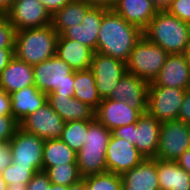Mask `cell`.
I'll return each instance as SVG.
<instances>
[{
  "mask_svg": "<svg viewBox=\"0 0 190 190\" xmlns=\"http://www.w3.org/2000/svg\"><path fill=\"white\" fill-rule=\"evenodd\" d=\"M65 123L60 115L46 102L41 108L27 116L19 125L25 132L47 140L59 139Z\"/></svg>",
  "mask_w": 190,
  "mask_h": 190,
  "instance_id": "obj_11",
  "label": "cell"
},
{
  "mask_svg": "<svg viewBox=\"0 0 190 190\" xmlns=\"http://www.w3.org/2000/svg\"><path fill=\"white\" fill-rule=\"evenodd\" d=\"M142 36L143 31L138 26L128 23L113 10H108L102 18L95 52L126 63Z\"/></svg>",
  "mask_w": 190,
  "mask_h": 190,
  "instance_id": "obj_1",
  "label": "cell"
},
{
  "mask_svg": "<svg viewBox=\"0 0 190 190\" xmlns=\"http://www.w3.org/2000/svg\"><path fill=\"white\" fill-rule=\"evenodd\" d=\"M90 8L83 0H72L51 16V25L60 35L66 28L80 25Z\"/></svg>",
  "mask_w": 190,
  "mask_h": 190,
  "instance_id": "obj_25",
  "label": "cell"
},
{
  "mask_svg": "<svg viewBox=\"0 0 190 190\" xmlns=\"http://www.w3.org/2000/svg\"><path fill=\"white\" fill-rule=\"evenodd\" d=\"M86 190H122L121 175L111 172L83 177Z\"/></svg>",
  "mask_w": 190,
  "mask_h": 190,
  "instance_id": "obj_31",
  "label": "cell"
},
{
  "mask_svg": "<svg viewBox=\"0 0 190 190\" xmlns=\"http://www.w3.org/2000/svg\"><path fill=\"white\" fill-rule=\"evenodd\" d=\"M183 54H184L185 58L190 62V40H189L187 47Z\"/></svg>",
  "mask_w": 190,
  "mask_h": 190,
  "instance_id": "obj_50",
  "label": "cell"
},
{
  "mask_svg": "<svg viewBox=\"0 0 190 190\" xmlns=\"http://www.w3.org/2000/svg\"><path fill=\"white\" fill-rule=\"evenodd\" d=\"M157 10H166L172 0H150Z\"/></svg>",
  "mask_w": 190,
  "mask_h": 190,
  "instance_id": "obj_47",
  "label": "cell"
},
{
  "mask_svg": "<svg viewBox=\"0 0 190 190\" xmlns=\"http://www.w3.org/2000/svg\"><path fill=\"white\" fill-rule=\"evenodd\" d=\"M142 114L126 104V101L103 99L95 110V119L110 131L136 123Z\"/></svg>",
  "mask_w": 190,
  "mask_h": 190,
  "instance_id": "obj_15",
  "label": "cell"
},
{
  "mask_svg": "<svg viewBox=\"0 0 190 190\" xmlns=\"http://www.w3.org/2000/svg\"><path fill=\"white\" fill-rule=\"evenodd\" d=\"M39 172L35 167L14 166L12 163L2 172V178L7 185L26 184Z\"/></svg>",
  "mask_w": 190,
  "mask_h": 190,
  "instance_id": "obj_33",
  "label": "cell"
},
{
  "mask_svg": "<svg viewBox=\"0 0 190 190\" xmlns=\"http://www.w3.org/2000/svg\"><path fill=\"white\" fill-rule=\"evenodd\" d=\"M88 127L89 121L85 120L66 122L59 139L77 153L85 144Z\"/></svg>",
  "mask_w": 190,
  "mask_h": 190,
  "instance_id": "obj_29",
  "label": "cell"
},
{
  "mask_svg": "<svg viewBox=\"0 0 190 190\" xmlns=\"http://www.w3.org/2000/svg\"><path fill=\"white\" fill-rule=\"evenodd\" d=\"M112 10L142 31L158 11L150 0H117Z\"/></svg>",
  "mask_w": 190,
  "mask_h": 190,
  "instance_id": "obj_21",
  "label": "cell"
},
{
  "mask_svg": "<svg viewBox=\"0 0 190 190\" xmlns=\"http://www.w3.org/2000/svg\"><path fill=\"white\" fill-rule=\"evenodd\" d=\"M160 190H190V174L176 161L156 159Z\"/></svg>",
  "mask_w": 190,
  "mask_h": 190,
  "instance_id": "obj_24",
  "label": "cell"
},
{
  "mask_svg": "<svg viewBox=\"0 0 190 190\" xmlns=\"http://www.w3.org/2000/svg\"><path fill=\"white\" fill-rule=\"evenodd\" d=\"M143 35L168 54H183L190 40V24L167 10H158L143 30Z\"/></svg>",
  "mask_w": 190,
  "mask_h": 190,
  "instance_id": "obj_2",
  "label": "cell"
},
{
  "mask_svg": "<svg viewBox=\"0 0 190 190\" xmlns=\"http://www.w3.org/2000/svg\"><path fill=\"white\" fill-rule=\"evenodd\" d=\"M45 140L25 132L20 127L9 141L14 166L35 167L42 171L43 145Z\"/></svg>",
  "mask_w": 190,
  "mask_h": 190,
  "instance_id": "obj_8",
  "label": "cell"
},
{
  "mask_svg": "<svg viewBox=\"0 0 190 190\" xmlns=\"http://www.w3.org/2000/svg\"><path fill=\"white\" fill-rule=\"evenodd\" d=\"M190 149V125L179 120L163 122L156 159L176 161L181 154Z\"/></svg>",
  "mask_w": 190,
  "mask_h": 190,
  "instance_id": "obj_6",
  "label": "cell"
},
{
  "mask_svg": "<svg viewBox=\"0 0 190 190\" xmlns=\"http://www.w3.org/2000/svg\"><path fill=\"white\" fill-rule=\"evenodd\" d=\"M35 86L45 94L73 97L74 70L58 56L33 65Z\"/></svg>",
  "mask_w": 190,
  "mask_h": 190,
  "instance_id": "obj_4",
  "label": "cell"
},
{
  "mask_svg": "<svg viewBox=\"0 0 190 190\" xmlns=\"http://www.w3.org/2000/svg\"><path fill=\"white\" fill-rule=\"evenodd\" d=\"M61 190H86V185L84 179H81L75 184L70 186H63L61 185Z\"/></svg>",
  "mask_w": 190,
  "mask_h": 190,
  "instance_id": "obj_46",
  "label": "cell"
},
{
  "mask_svg": "<svg viewBox=\"0 0 190 190\" xmlns=\"http://www.w3.org/2000/svg\"><path fill=\"white\" fill-rule=\"evenodd\" d=\"M19 127L12 116H0V143L9 142Z\"/></svg>",
  "mask_w": 190,
  "mask_h": 190,
  "instance_id": "obj_35",
  "label": "cell"
},
{
  "mask_svg": "<svg viewBox=\"0 0 190 190\" xmlns=\"http://www.w3.org/2000/svg\"><path fill=\"white\" fill-rule=\"evenodd\" d=\"M149 86L190 89V62L184 54H169L162 69Z\"/></svg>",
  "mask_w": 190,
  "mask_h": 190,
  "instance_id": "obj_14",
  "label": "cell"
},
{
  "mask_svg": "<svg viewBox=\"0 0 190 190\" xmlns=\"http://www.w3.org/2000/svg\"><path fill=\"white\" fill-rule=\"evenodd\" d=\"M14 0H0V14H5L12 6Z\"/></svg>",
  "mask_w": 190,
  "mask_h": 190,
  "instance_id": "obj_48",
  "label": "cell"
},
{
  "mask_svg": "<svg viewBox=\"0 0 190 190\" xmlns=\"http://www.w3.org/2000/svg\"><path fill=\"white\" fill-rule=\"evenodd\" d=\"M12 163V152L9 142L0 143V173Z\"/></svg>",
  "mask_w": 190,
  "mask_h": 190,
  "instance_id": "obj_39",
  "label": "cell"
},
{
  "mask_svg": "<svg viewBox=\"0 0 190 190\" xmlns=\"http://www.w3.org/2000/svg\"><path fill=\"white\" fill-rule=\"evenodd\" d=\"M90 70L93 72L100 98L107 99L127 72L126 63L108 55L94 52Z\"/></svg>",
  "mask_w": 190,
  "mask_h": 190,
  "instance_id": "obj_9",
  "label": "cell"
},
{
  "mask_svg": "<svg viewBox=\"0 0 190 190\" xmlns=\"http://www.w3.org/2000/svg\"><path fill=\"white\" fill-rule=\"evenodd\" d=\"M176 162L181 168L190 174V149L185 150Z\"/></svg>",
  "mask_w": 190,
  "mask_h": 190,
  "instance_id": "obj_45",
  "label": "cell"
},
{
  "mask_svg": "<svg viewBox=\"0 0 190 190\" xmlns=\"http://www.w3.org/2000/svg\"><path fill=\"white\" fill-rule=\"evenodd\" d=\"M149 83L126 72L107 99L126 101V104L141 114L147 112Z\"/></svg>",
  "mask_w": 190,
  "mask_h": 190,
  "instance_id": "obj_13",
  "label": "cell"
},
{
  "mask_svg": "<svg viewBox=\"0 0 190 190\" xmlns=\"http://www.w3.org/2000/svg\"><path fill=\"white\" fill-rule=\"evenodd\" d=\"M76 163V152L60 139H47L43 145L42 171L55 165Z\"/></svg>",
  "mask_w": 190,
  "mask_h": 190,
  "instance_id": "obj_26",
  "label": "cell"
},
{
  "mask_svg": "<svg viewBox=\"0 0 190 190\" xmlns=\"http://www.w3.org/2000/svg\"><path fill=\"white\" fill-rule=\"evenodd\" d=\"M161 124L148 112L133 123V144L145 158H156Z\"/></svg>",
  "mask_w": 190,
  "mask_h": 190,
  "instance_id": "obj_17",
  "label": "cell"
},
{
  "mask_svg": "<svg viewBox=\"0 0 190 190\" xmlns=\"http://www.w3.org/2000/svg\"><path fill=\"white\" fill-rule=\"evenodd\" d=\"M74 96L96 110L102 101L100 98L93 72L90 69L74 71Z\"/></svg>",
  "mask_w": 190,
  "mask_h": 190,
  "instance_id": "obj_27",
  "label": "cell"
},
{
  "mask_svg": "<svg viewBox=\"0 0 190 190\" xmlns=\"http://www.w3.org/2000/svg\"><path fill=\"white\" fill-rule=\"evenodd\" d=\"M111 136L125 139L133 144V123L111 130Z\"/></svg>",
  "mask_w": 190,
  "mask_h": 190,
  "instance_id": "obj_40",
  "label": "cell"
},
{
  "mask_svg": "<svg viewBox=\"0 0 190 190\" xmlns=\"http://www.w3.org/2000/svg\"><path fill=\"white\" fill-rule=\"evenodd\" d=\"M49 176L45 171H39L34 174L33 178L27 183V190H49Z\"/></svg>",
  "mask_w": 190,
  "mask_h": 190,
  "instance_id": "obj_37",
  "label": "cell"
},
{
  "mask_svg": "<svg viewBox=\"0 0 190 190\" xmlns=\"http://www.w3.org/2000/svg\"><path fill=\"white\" fill-rule=\"evenodd\" d=\"M0 116H11V97L0 87Z\"/></svg>",
  "mask_w": 190,
  "mask_h": 190,
  "instance_id": "obj_41",
  "label": "cell"
},
{
  "mask_svg": "<svg viewBox=\"0 0 190 190\" xmlns=\"http://www.w3.org/2000/svg\"><path fill=\"white\" fill-rule=\"evenodd\" d=\"M5 15L16 31L51 25V14L40 0H14Z\"/></svg>",
  "mask_w": 190,
  "mask_h": 190,
  "instance_id": "obj_10",
  "label": "cell"
},
{
  "mask_svg": "<svg viewBox=\"0 0 190 190\" xmlns=\"http://www.w3.org/2000/svg\"><path fill=\"white\" fill-rule=\"evenodd\" d=\"M185 92L186 89L149 86L147 112L161 123L177 120Z\"/></svg>",
  "mask_w": 190,
  "mask_h": 190,
  "instance_id": "obj_7",
  "label": "cell"
},
{
  "mask_svg": "<svg viewBox=\"0 0 190 190\" xmlns=\"http://www.w3.org/2000/svg\"><path fill=\"white\" fill-rule=\"evenodd\" d=\"M166 10L183 22L190 24V0H172Z\"/></svg>",
  "mask_w": 190,
  "mask_h": 190,
  "instance_id": "obj_36",
  "label": "cell"
},
{
  "mask_svg": "<svg viewBox=\"0 0 190 190\" xmlns=\"http://www.w3.org/2000/svg\"><path fill=\"white\" fill-rule=\"evenodd\" d=\"M13 57L14 48H0V76Z\"/></svg>",
  "mask_w": 190,
  "mask_h": 190,
  "instance_id": "obj_43",
  "label": "cell"
},
{
  "mask_svg": "<svg viewBox=\"0 0 190 190\" xmlns=\"http://www.w3.org/2000/svg\"><path fill=\"white\" fill-rule=\"evenodd\" d=\"M26 186V184L7 185V190H27Z\"/></svg>",
  "mask_w": 190,
  "mask_h": 190,
  "instance_id": "obj_49",
  "label": "cell"
},
{
  "mask_svg": "<svg viewBox=\"0 0 190 190\" xmlns=\"http://www.w3.org/2000/svg\"><path fill=\"white\" fill-rule=\"evenodd\" d=\"M49 190H61V185L49 184Z\"/></svg>",
  "mask_w": 190,
  "mask_h": 190,
  "instance_id": "obj_52",
  "label": "cell"
},
{
  "mask_svg": "<svg viewBox=\"0 0 190 190\" xmlns=\"http://www.w3.org/2000/svg\"><path fill=\"white\" fill-rule=\"evenodd\" d=\"M94 51L79 41L58 38L56 56L65 61L74 71L90 69Z\"/></svg>",
  "mask_w": 190,
  "mask_h": 190,
  "instance_id": "obj_23",
  "label": "cell"
},
{
  "mask_svg": "<svg viewBox=\"0 0 190 190\" xmlns=\"http://www.w3.org/2000/svg\"><path fill=\"white\" fill-rule=\"evenodd\" d=\"M0 190H7V184L0 173Z\"/></svg>",
  "mask_w": 190,
  "mask_h": 190,
  "instance_id": "obj_51",
  "label": "cell"
},
{
  "mask_svg": "<svg viewBox=\"0 0 190 190\" xmlns=\"http://www.w3.org/2000/svg\"><path fill=\"white\" fill-rule=\"evenodd\" d=\"M144 159L134 144L122 138L110 137L106 149L107 172L123 175Z\"/></svg>",
  "mask_w": 190,
  "mask_h": 190,
  "instance_id": "obj_12",
  "label": "cell"
},
{
  "mask_svg": "<svg viewBox=\"0 0 190 190\" xmlns=\"http://www.w3.org/2000/svg\"><path fill=\"white\" fill-rule=\"evenodd\" d=\"M51 16L72 0H40Z\"/></svg>",
  "mask_w": 190,
  "mask_h": 190,
  "instance_id": "obj_42",
  "label": "cell"
},
{
  "mask_svg": "<svg viewBox=\"0 0 190 190\" xmlns=\"http://www.w3.org/2000/svg\"><path fill=\"white\" fill-rule=\"evenodd\" d=\"M168 53L151 43L144 35L136 42L126 62L128 73L151 83L162 69Z\"/></svg>",
  "mask_w": 190,
  "mask_h": 190,
  "instance_id": "obj_5",
  "label": "cell"
},
{
  "mask_svg": "<svg viewBox=\"0 0 190 190\" xmlns=\"http://www.w3.org/2000/svg\"><path fill=\"white\" fill-rule=\"evenodd\" d=\"M10 97L11 116L19 124L47 102V94L40 91L35 85L15 91L10 94Z\"/></svg>",
  "mask_w": 190,
  "mask_h": 190,
  "instance_id": "obj_19",
  "label": "cell"
},
{
  "mask_svg": "<svg viewBox=\"0 0 190 190\" xmlns=\"http://www.w3.org/2000/svg\"><path fill=\"white\" fill-rule=\"evenodd\" d=\"M47 103L65 122L95 119V110L75 97L47 94Z\"/></svg>",
  "mask_w": 190,
  "mask_h": 190,
  "instance_id": "obj_20",
  "label": "cell"
},
{
  "mask_svg": "<svg viewBox=\"0 0 190 190\" xmlns=\"http://www.w3.org/2000/svg\"><path fill=\"white\" fill-rule=\"evenodd\" d=\"M76 163L82 177L107 172L106 149L81 148Z\"/></svg>",
  "mask_w": 190,
  "mask_h": 190,
  "instance_id": "obj_28",
  "label": "cell"
},
{
  "mask_svg": "<svg viewBox=\"0 0 190 190\" xmlns=\"http://www.w3.org/2000/svg\"><path fill=\"white\" fill-rule=\"evenodd\" d=\"M111 131L96 119L89 121L85 144L82 148L107 149Z\"/></svg>",
  "mask_w": 190,
  "mask_h": 190,
  "instance_id": "obj_32",
  "label": "cell"
},
{
  "mask_svg": "<svg viewBox=\"0 0 190 190\" xmlns=\"http://www.w3.org/2000/svg\"><path fill=\"white\" fill-rule=\"evenodd\" d=\"M107 11V9L101 7H91L86 12L80 25L77 24L66 28L58 38L79 41L95 52L102 18Z\"/></svg>",
  "mask_w": 190,
  "mask_h": 190,
  "instance_id": "obj_16",
  "label": "cell"
},
{
  "mask_svg": "<svg viewBox=\"0 0 190 190\" xmlns=\"http://www.w3.org/2000/svg\"><path fill=\"white\" fill-rule=\"evenodd\" d=\"M121 178L122 190H160L156 158H145Z\"/></svg>",
  "mask_w": 190,
  "mask_h": 190,
  "instance_id": "obj_18",
  "label": "cell"
},
{
  "mask_svg": "<svg viewBox=\"0 0 190 190\" xmlns=\"http://www.w3.org/2000/svg\"><path fill=\"white\" fill-rule=\"evenodd\" d=\"M31 85H35L33 66L14 56L0 76V87L11 94Z\"/></svg>",
  "mask_w": 190,
  "mask_h": 190,
  "instance_id": "obj_22",
  "label": "cell"
},
{
  "mask_svg": "<svg viewBox=\"0 0 190 190\" xmlns=\"http://www.w3.org/2000/svg\"><path fill=\"white\" fill-rule=\"evenodd\" d=\"M59 34L52 25L16 31L14 56L29 65H36L56 55Z\"/></svg>",
  "mask_w": 190,
  "mask_h": 190,
  "instance_id": "obj_3",
  "label": "cell"
},
{
  "mask_svg": "<svg viewBox=\"0 0 190 190\" xmlns=\"http://www.w3.org/2000/svg\"><path fill=\"white\" fill-rule=\"evenodd\" d=\"M177 120L190 125V89L185 92Z\"/></svg>",
  "mask_w": 190,
  "mask_h": 190,
  "instance_id": "obj_38",
  "label": "cell"
},
{
  "mask_svg": "<svg viewBox=\"0 0 190 190\" xmlns=\"http://www.w3.org/2000/svg\"><path fill=\"white\" fill-rule=\"evenodd\" d=\"M16 30L5 14H0V48H14Z\"/></svg>",
  "mask_w": 190,
  "mask_h": 190,
  "instance_id": "obj_34",
  "label": "cell"
},
{
  "mask_svg": "<svg viewBox=\"0 0 190 190\" xmlns=\"http://www.w3.org/2000/svg\"><path fill=\"white\" fill-rule=\"evenodd\" d=\"M46 173L51 184L70 186L77 183L83 177L80 175L77 163H66L50 167Z\"/></svg>",
  "mask_w": 190,
  "mask_h": 190,
  "instance_id": "obj_30",
  "label": "cell"
},
{
  "mask_svg": "<svg viewBox=\"0 0 190 190\" xmlns=\"http://www.w3.org/2000/svg\"><path fill=\"white\" fill-rule=\"evenodd\" d=\"M91 7H101L107 10H112L117 0H83Z\"/></svg>",
  "mask_w": 190,
  "mask_h": 190,
  "instance_id": "obj_44",
  "label": "cell"
}]
</instances>
